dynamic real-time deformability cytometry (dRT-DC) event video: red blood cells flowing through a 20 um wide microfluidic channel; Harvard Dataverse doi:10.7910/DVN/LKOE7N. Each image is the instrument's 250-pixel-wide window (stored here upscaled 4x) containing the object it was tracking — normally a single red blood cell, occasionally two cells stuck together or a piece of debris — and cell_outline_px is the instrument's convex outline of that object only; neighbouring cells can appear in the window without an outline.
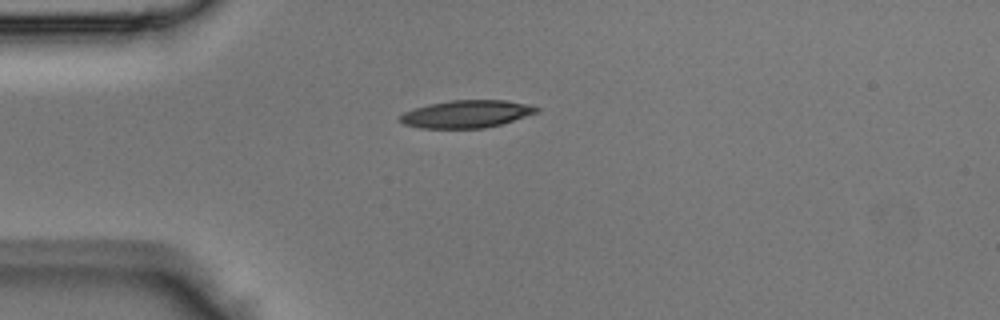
{"species": "Egyptian fruit bat (a non-hibernating species)", "species_latin": "Rousettus aegyptiacus", "temperature_condition": "room temperature", "stored_images_in_passage": 32, "camera_frame_rate_fps": 3000, "um_per_image_px": 0.085, "animal": {"sex": "male"}, "frame": {"image": 1, "passage_image": 1, "time_ms": 0.0, "image_size_px": [1000, 320], "cell_outline_px": [[540, 108], [536, 112], [500, 124], [484, 128], [420, 128], [404, 124], [400, 120], [400, 116], [404, 112], [428, 104], [452, 100], [504, 100], [528, 104]], "centroid_in_image_um": [39.62, 9.68], "position_along_channel_um": 45.4, "area_um2": 21.56}}
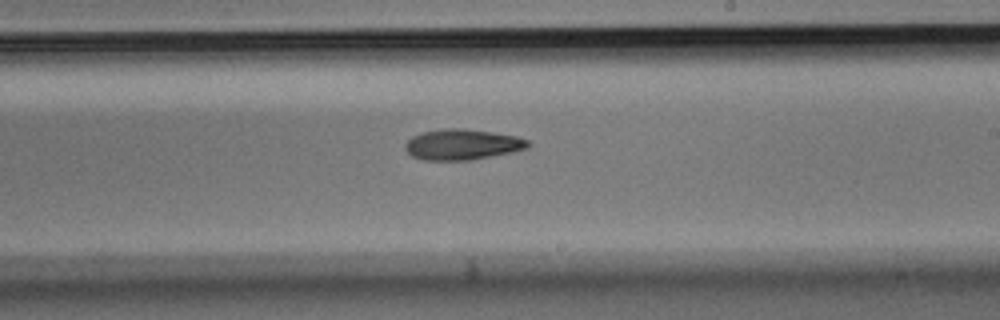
{"frame": {"image": 2, "passage_image": 15, "time_ms": 4.667, "image_size_px": [1000, 320], "cell_outline_px": [[528, 148], [512, 152], [472, 160], [424, 160], [412, 156], [404, 148], [404, 144], [412, 136], [424, 132], [444, 128], [460, 128], [492, 132], [516, 136], [528, 140]], "centroid_in_image_um": [39.28, 12.28], "position_along_channel_um": 249.7, "area_um2": 21.85}}
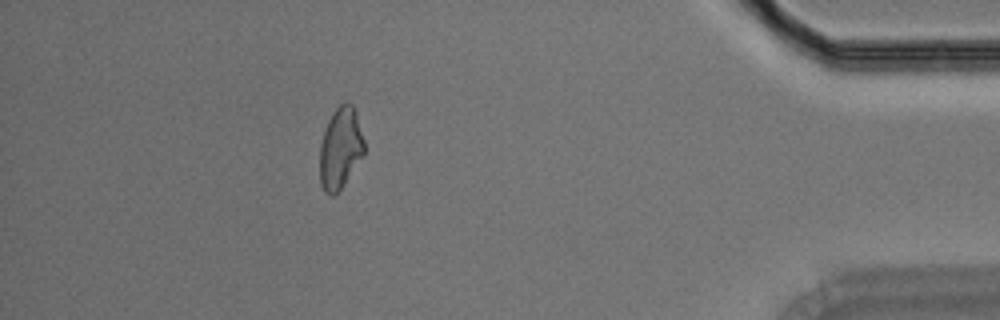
{"frame": {"image": 3, "passage_image": 28, "time_ms": 9.0, "image_size_px": [1000, 320], "cell_outline_px": [[364, 156], [340, 188], [332, 196], [324, 192], [320, 184], [320, 144], [328, 120], [332, 112], [344, 100], [348, 100], [352, 104], [356, 112], [364, 140]], "centroid_in_image_um": [28.93, 12.56], "position_along_channel_um": 406.3, "area_um2": 21.15}}